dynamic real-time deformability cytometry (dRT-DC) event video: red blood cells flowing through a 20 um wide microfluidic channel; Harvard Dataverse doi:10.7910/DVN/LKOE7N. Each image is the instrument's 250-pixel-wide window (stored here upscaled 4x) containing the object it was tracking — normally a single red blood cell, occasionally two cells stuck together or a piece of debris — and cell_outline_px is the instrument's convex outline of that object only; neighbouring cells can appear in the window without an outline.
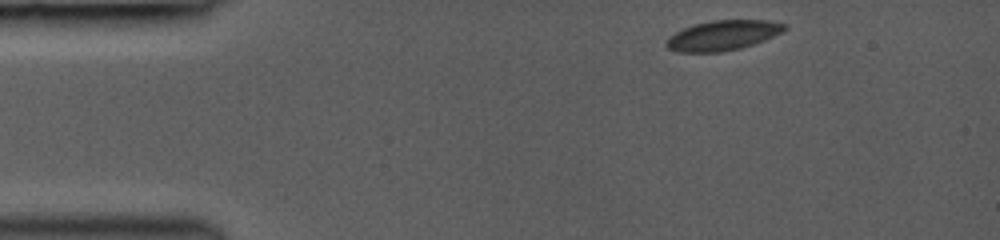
{"species": "common noctule bat (a hibernating species)", "species_latin": "Nyctalus noctula", "temperature_condition": "room temperature", "stored_images_in_passage": 34, "camera_frame_rate_fps": 3000, "um_per_image_px": 0.085, "animal": {"sex": "female", "body_mass_g": 19.0, "forearm_length_mm": 53.3}, "frame": {"image": 1, "passage_image": 1, "time_ms": 0.0, "image_size_px": [1000, 240], "cell_outline_px": [[788, 28], [784, 32], [764, 40], [740, 48], [720, 52], [676, 52], [668, 48], [664, 44], [668, 36], [684, 28], [696, 24], [712, 20], [768, 20], [788, 24]], "centroid_in_image_um": [61.46, 3.0], "position_along_channel_um": 23.5, "area_um2": 20.75}}
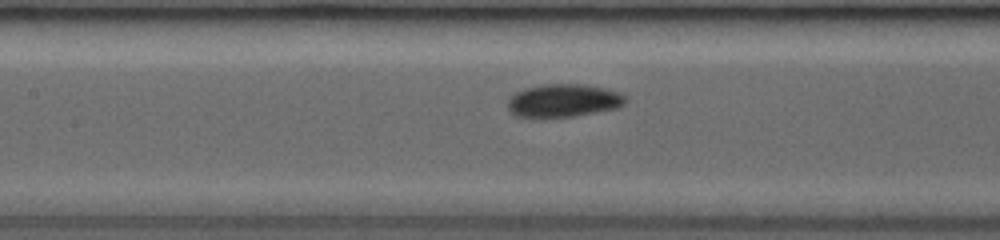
{"frame": {"image": 2, "passage_image": 21, "time_ms": 5.0, "image_size_px": [1000, 240], "cell_outline_px": [[624, 104], [620, 108], [576, 116], [516, 116], [508, 108], [508, 100], [516, 92], [524, 88], [540, 84], [584, 84], [604, 88], [620, 92], [624, 96]], "centroid_in_image_um": [47.93, 8.53], "position_along_channel_um": 159.5, "area_um2": 22.48}}
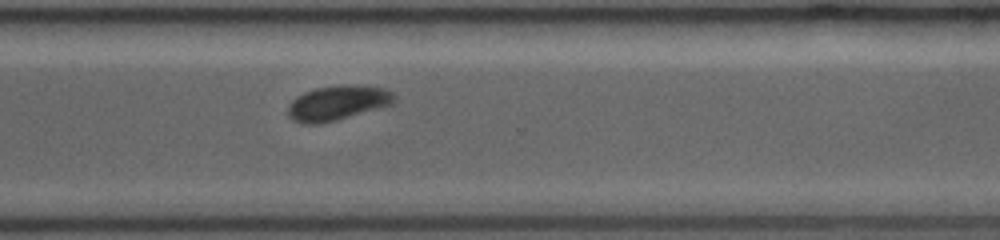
{"frame": {"image": 3, "passage_image": 34, "time_ms": 9.333, "image_size_px": [1000, 240], "cell_outline_px": [[396, 100], [392, 104], [380, 108], [336, 120], [320, 124], [304, 124], [292, 120], [288, 116], [288, 104], [296, 96], [304, 92], [316, 88], [340, 84], [384, 88], [392, 92], [396, 96]], "centroid_in_image_um": [28.67, 8.75], "position_along_channel_um": 341.9, "area_um2": 21.62}}